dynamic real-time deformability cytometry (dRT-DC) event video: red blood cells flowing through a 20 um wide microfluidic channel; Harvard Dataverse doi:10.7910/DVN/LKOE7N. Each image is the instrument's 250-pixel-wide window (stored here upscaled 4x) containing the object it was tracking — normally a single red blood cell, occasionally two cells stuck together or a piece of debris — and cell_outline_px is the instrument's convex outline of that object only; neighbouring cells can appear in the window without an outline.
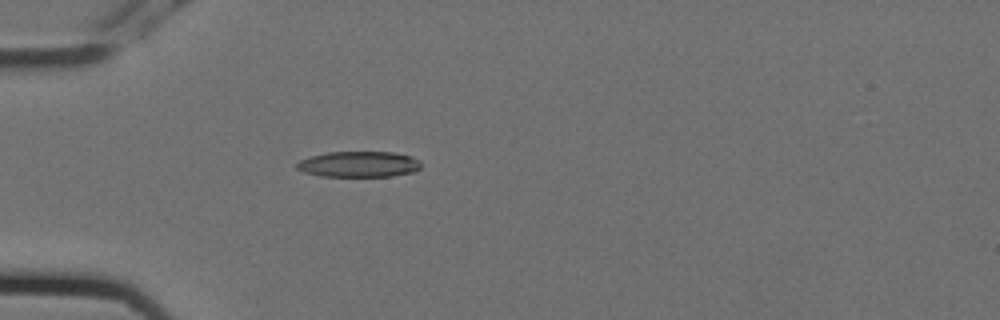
{"species": "Egyptian fruit bat (a non-hibernating species)", "species_latin": "Rousettus aegyptiacus", "temperature_condition": "cold", "stored_images_in_passage": 4, "camera_frame_rate_fps": 3000, "um_per_image_px": 0.085, "animal": {"sex": "female"}, "frame": {"image": 1, "passage_image": 4, "time_ms": 1.0, "image_size_px": [1000, 320], "cell_outline_px": [[420, 168], [416, 172], [392, 176], [320, 176], [304, 172], [296, 168], [296, 164], [300, 160], [312, 156], [328, 152], [392, 152], [408, 156], [420, 160]], "centroid_in_image_um": [30.51, 13.96], "position_along_channel_um": 54.5, "area_um2": 18.61}}